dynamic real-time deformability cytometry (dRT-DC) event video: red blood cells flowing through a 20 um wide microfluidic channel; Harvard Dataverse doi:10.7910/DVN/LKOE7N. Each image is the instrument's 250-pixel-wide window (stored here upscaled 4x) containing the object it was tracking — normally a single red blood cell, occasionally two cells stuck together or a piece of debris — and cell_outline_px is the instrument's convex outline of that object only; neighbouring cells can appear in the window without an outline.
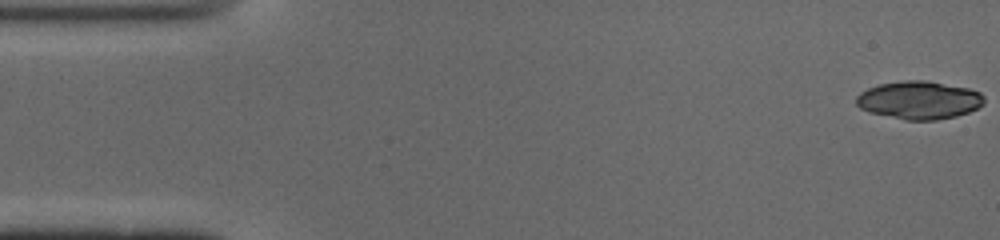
{"species": "common noctule bat (a hibernating species)", "species_latin": "Nyctalus noctula", "temperature_condition": "cold", "stored_images_in_passage": 9, "camera_frame_rate_fps": 3000, "um_per_image_px": 0.085, "animal": {"sex": "male", "body_mass_g": 19.0, "forearm_length_mm": 50.8}, "frame": {"image": 1, "passage_image": 1, "time_ms": 0.0, "image_size_px": [1000, 240], "cell_outline_px": [[980, 96], [976, 104], [972, 108], [964, 112], [948, 116], [928, 116], [868, 92], [876, 88], [888, 84], [936, 84], [976, 92]], "centroid_in_image_um": [78.98, 8.35], "position_along_channel_um": 6.0, "area_um2": 17.4}}